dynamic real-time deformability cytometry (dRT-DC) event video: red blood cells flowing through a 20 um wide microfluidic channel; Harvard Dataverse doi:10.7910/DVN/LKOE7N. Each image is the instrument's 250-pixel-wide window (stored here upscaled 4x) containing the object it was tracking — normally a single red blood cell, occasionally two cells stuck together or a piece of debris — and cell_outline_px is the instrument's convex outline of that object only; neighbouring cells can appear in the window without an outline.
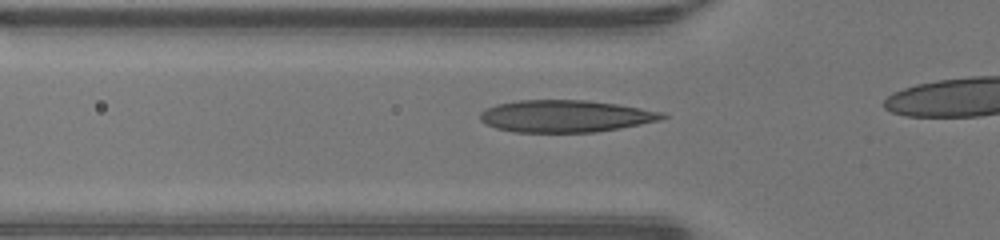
{"species": "human", "species_latin": "Homo sapiens", "temperature_condition": "warm", "stored_images_in_passage": 14, "camera_frame_rate_fps": 3000, "um_per_image_px": 0.085, "donor": {"sex": "male"}, "frame": {"image": 1, "passage_image": 9, "time_ms": 2.667, "image_size_px": [1000, 240], "cell_outline_px": [[668, 116], [660, 120], [620, 128], [596, 132], [512, 132], [496, 128], [480, 120], [480, 112], [496, 104], [520, 100], [588, 100], [616, 104], [664, 112]], "centroid_in_image_um": [48.07, 9.87], "position_along_channel_um": 77.7, "area_um2": 33.99}}
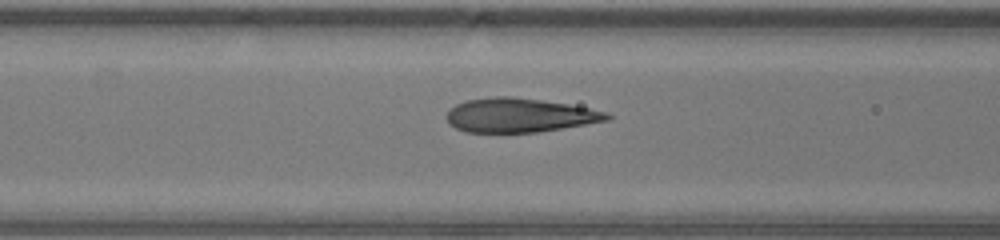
{"frame": {"image": 2, "passage_image": 12, "time_ms": 3.667, "image_size_px": [1000, 240], "cell_outline_px": [[612, 116], [608, 120], [540, 132], [468, 132], [456, 128], [448, 124], [448, 108], [464, 100], [496, 96], [512, 96], [568, 104], [608, 112]], "centroid_in_image_um": [44.13, 9.79], "position_along_channel_um": 122.5, "area_um2": 31.79}}